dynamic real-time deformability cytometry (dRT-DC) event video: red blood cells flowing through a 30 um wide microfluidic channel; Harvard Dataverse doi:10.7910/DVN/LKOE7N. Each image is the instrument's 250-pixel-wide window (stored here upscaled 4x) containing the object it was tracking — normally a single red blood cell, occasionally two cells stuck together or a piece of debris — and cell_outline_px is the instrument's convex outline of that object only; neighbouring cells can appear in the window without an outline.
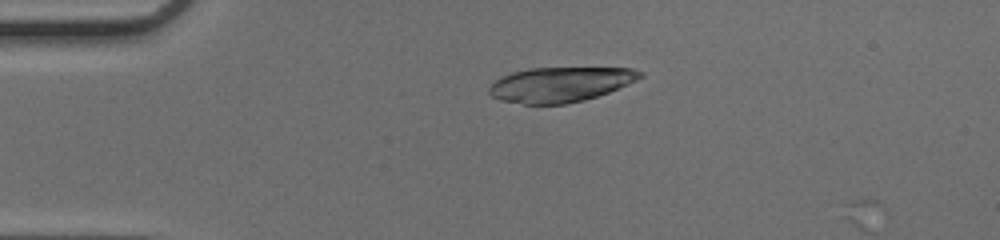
{"species": "common noctule bat (a hibernating species)", "species_latin": "Nyctalus noctula", "temperature_condition": "cold", "stored_images_in_passage": 3, "camera_frame_rate_fps": 3000, "um_per_image_px": 0.085, "animal": {"sex": "female", "body_mass_g": 17.0, "forearm_length_mm": 48.0}, "frame": {"image": 1, "passage_image": 2, "time_ms": 0.333, "image_size_px": [1000, 240], "cell_outline_px": [[644, 76], [636, 80], [608, 92], [584, 100], [564, 104], [524, 104], [500, 100], [492, 96], [488, 92], [488, 88], [496, 80], [512, 72], [528, 68], [632, 68], [644, 72]], "centroid_in_image_um": [47.62, 7.17], "position_along_channel_um": 37.4, "area_um2": 30.52}}